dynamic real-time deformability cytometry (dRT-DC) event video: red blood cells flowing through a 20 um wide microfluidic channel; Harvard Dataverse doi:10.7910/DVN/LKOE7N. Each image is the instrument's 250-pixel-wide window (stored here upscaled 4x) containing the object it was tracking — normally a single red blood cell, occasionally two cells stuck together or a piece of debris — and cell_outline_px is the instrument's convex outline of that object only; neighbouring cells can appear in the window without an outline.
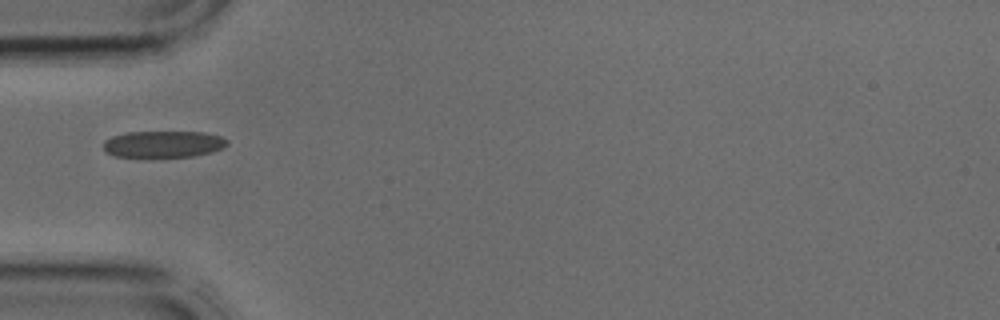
{"species": "common noctule bat (a hibernating species)", "species_latin": "Nyctalus noctula", "temperature_condition": "cold", "stored_images_in_passage": 1, "camera_frame_rate_fps": 3000, "um_per_image_px": 0.085, "animal": {"sex": "male", "body_mass_g": 17.9, "forearm_length_mm": 54.2}, "frame": {"image": 1, "passage_image": 1, "time_ms": 0.0, "image_size_px": [1000, 320], "cell_outline_px": [[228, 144], [212, 152], [192, 156], [112, 156], [104, 152], [104, 140], [112, 136], [128, 132], [204, 132], [220, 136], [228, 140]], "centroid_in_image_um": [13.86, 12.24], "position_along_channel_um": 71.1, "area_um2": 19.02}}